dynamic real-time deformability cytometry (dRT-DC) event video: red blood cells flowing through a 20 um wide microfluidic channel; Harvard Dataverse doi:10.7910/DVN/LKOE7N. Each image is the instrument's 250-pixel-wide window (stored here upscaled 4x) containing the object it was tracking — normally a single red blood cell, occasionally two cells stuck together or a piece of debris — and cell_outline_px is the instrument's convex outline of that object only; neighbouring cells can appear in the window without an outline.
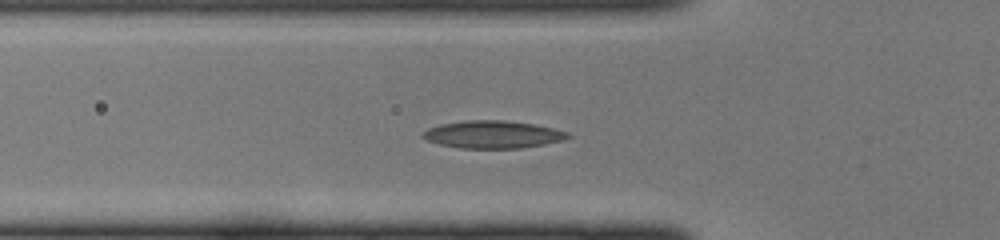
{"species": "common noctule bat (a hibernating species)", "species_latin": "Nyctalus noctula", "temperature_condition": "cold", "stored_images_in_passage": 36, "camera_frame_rate_fps": 3000, "um_per_image_px": 0.085, "animal": {"sex": "female", "body_mass_g": 22.0, "forearm_length_mm": 56.7}, "frame": {"image": 1, "passage_image": 11, "time_ms": 3.333, "image_size_px": [1000, 240], "cell_outline_px": [[572, 136], [564, 140], [544, 144], [520, 148], [460, 148], [440, 144], [428, 140], [420, 136], [420, 132], [428, 128], [440, 124], [464, 120], [504, 120], [532, 124], [552, 128], [568, 132]], "centroid_in_image_um": [41.86, 11.42], "position_along_channel_um": 83.9, "area_um2": 23.29}}
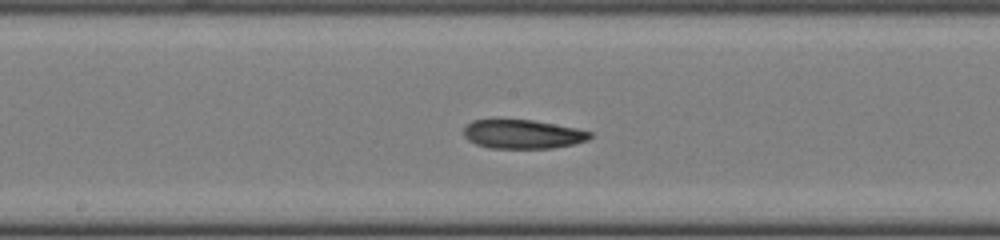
{"frame": {"image": 2, "passage_image": 19, "time_ms": 6.0, "image_size_px": [1000, 240], "cell_outline_px": [[592, 136], [588, 140], [572, 144], [552, 148], [492, 148], [476, 144], [468, 140], [464, 136], [464, 124], [472, 120], [492, 116], [496, 116], [532, 120], [576, 128], [592, 132]], "centroid_in_image_um": [44.33, 11.35], "position_along_channel_um": 203.9, "area_um2": 22.14}}
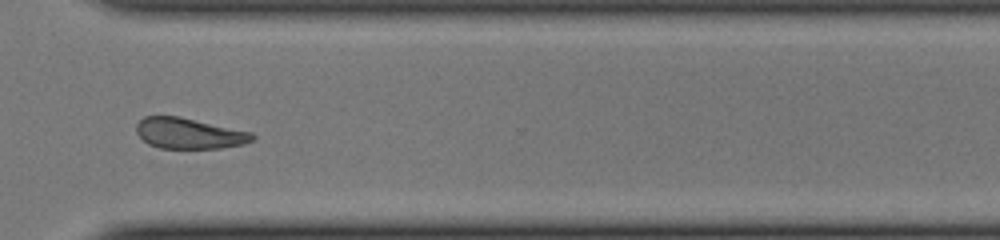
{"frame": {"image": 3, "passage_image": 29, "time_ms": 9.333, "image_size_px": [1000, 240], "cell_outline_px": [[256, 136], [252, 140], [244, 144], [220, 148], [160, 148], [148, 144], [136, 132], [136, 124], [144, 116], [180, 116], [252, 132]], "centroid_in_image_um": [16.07, 11.33], "position_along_channel_um": 354.5, "area_um2": 20.81}}